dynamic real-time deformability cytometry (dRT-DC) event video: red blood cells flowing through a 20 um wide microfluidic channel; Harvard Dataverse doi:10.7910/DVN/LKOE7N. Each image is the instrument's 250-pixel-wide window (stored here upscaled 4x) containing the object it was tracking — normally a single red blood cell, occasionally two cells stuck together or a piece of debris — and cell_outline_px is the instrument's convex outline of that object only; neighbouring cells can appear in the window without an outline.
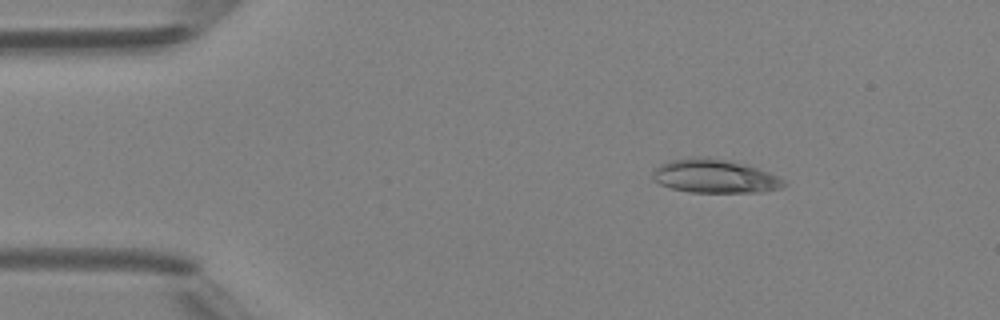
{"species": "Egyptian fruit bat (a non-hibernating species)", "species_latin": "Rousettus aegyptiacus", "temperature_condition": "room temperature", "stored_images_in_passage": 5, "camera_frame_rate_fps": 3000, "um_per_image_px": 0.085, "animal": {"sex": "female"}, "frame": {"image": 1, "passage_image": 3, "time_ms": 2.333, "image_size_px": [1000, 320], "cell_outline_px": [[788, 184], [780, 188], [760, 192], [688, 192], [672, 188], [660, 184], [652, 176], [652, 172], [660, 164], [672, 160], [692, 156], [708, 156], [728, 160], [744, 164], [768, 172], [784, 180]], "centroid_in_image_um": [60.74, 14.96], "position_along_channel_um": 24.3, "area_um2": 25.66}}
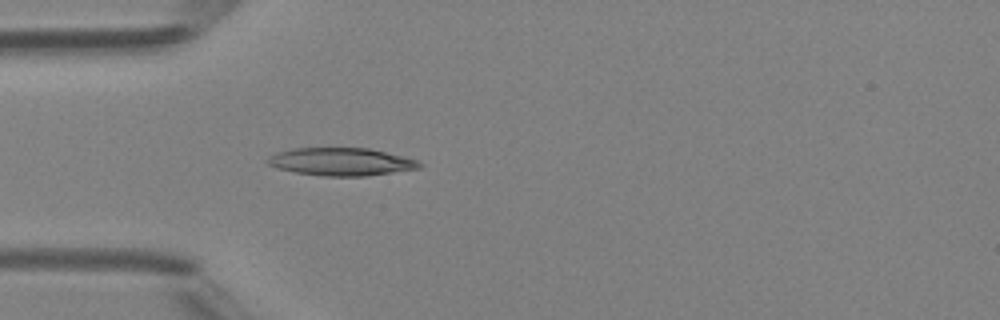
{"frame": {"image": 2, "passage_image": 5, "time_ms": 4.667, "image_size_px": [1000, 320], "cell_outline_px": [[424, 164], [420, 168], [368, 176], [320, 176], [296, 172], [276, 168], [268, 164], [264, 160], [268, 156], [276, 152], [292, 148], [368, 148], [416, 160]], "centroid_in_image_um": [28.94, 13.75], "position_along_channel_um": 56.1, "area_um2": 24.62}}